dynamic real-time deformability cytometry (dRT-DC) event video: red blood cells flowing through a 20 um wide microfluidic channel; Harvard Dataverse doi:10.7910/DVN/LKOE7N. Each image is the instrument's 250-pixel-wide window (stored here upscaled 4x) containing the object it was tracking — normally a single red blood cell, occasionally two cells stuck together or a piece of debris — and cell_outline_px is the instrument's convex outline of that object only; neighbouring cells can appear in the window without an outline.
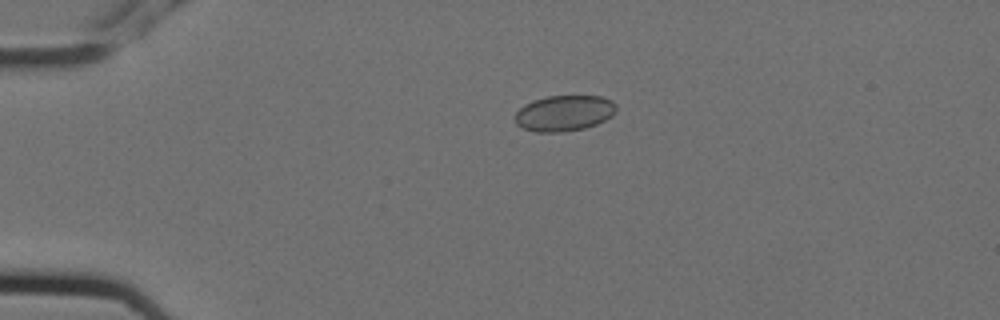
{"species": "Egyptian fruit bat (a non-hibernating species)", "species_latin": "Rousettus aegyptiacus", "temperature_condition": "cold", "stored_images_in_passage": 5, "camera_frame_rate_fps": 3000, "um_per_image_px": 0.085, "animal": {"sex": "female"}, "frame": {"image": 1, "passage_image": 3, "time_ms": 0.667, "image_size_px": [1000, 320], "cell_outline_px": [[616, 112], [612, 116], [596, 124], [584, 128], [564, 132], [536, 132], [524, 128], [516, 124], [516, 112], [524, 104], [548, 96], [600, 96], [612, 100], [616, 104]], "centroid_in_image_um": [47.98, 9.62], "position_along_channel_um": 37.0, "area_um2": 21.04}}
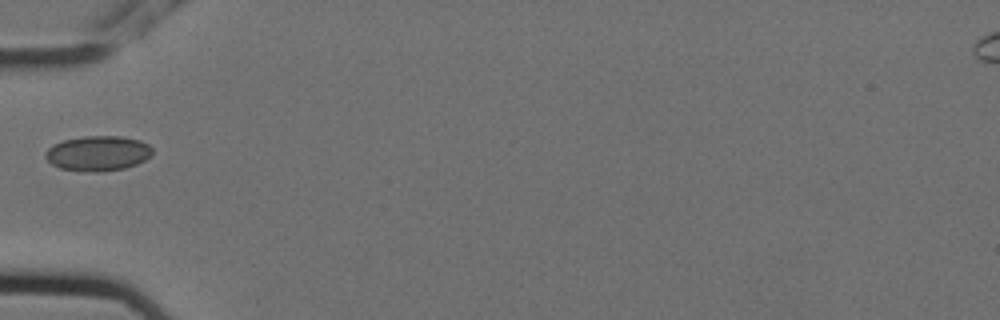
{"frame": {"image": 2, "passage_image": 5, "time_ms": 1.333, "image_size_px": [1000, 320], "cell_outline_px": [[152, 152], [144, 160], [136, 164], [124, 168], [96, 172], [80, 172], [60, 168], [52, 164], [44, 156], [44, 152], [52, 144], [64, 140], [84, 136], [120, 136], [140, 140], [148, 144], [152, 148]], "centroid_in_image_um": [8.28, 13.03], "position_along_channel_um": 76.7, "area_um2": 21.91}}